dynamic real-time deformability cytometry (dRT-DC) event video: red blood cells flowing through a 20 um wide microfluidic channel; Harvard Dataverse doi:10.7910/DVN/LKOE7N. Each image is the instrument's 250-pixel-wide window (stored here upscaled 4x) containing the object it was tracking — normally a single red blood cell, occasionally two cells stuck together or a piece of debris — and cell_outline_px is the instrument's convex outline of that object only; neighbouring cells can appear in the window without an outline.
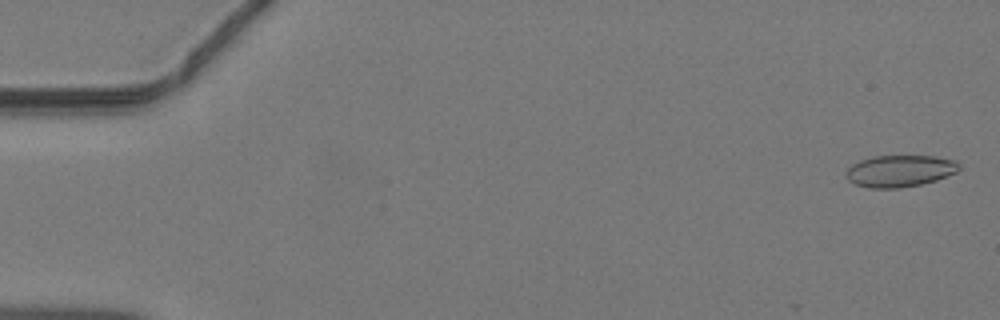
{"species": "common noctule bat (a hibernating species)", "species_latin": "Nyctalus noctula", "temperature_condition": "warm", "stored_images_in_passage": 43, "camera_frame_rate_fps": 3000, "um_per_image_px": 0.085, "animal": {"sex": "male", "body_mass_g": 19.2, "forearm_length_mm": 51.8}, "frame": {"image": 1, "passage_image": 1, "time_ms": 0.0, "image_size_px": [1000, 320], "cell_outline_px": [[960, 168], [956, 172], [936, 180], [920, 184], [900, 188], [868, 188], [856, 184], [848, 180], [848, 168], [852, 164], [860, 160], [872, 156], [932, 156], [956, 160], [960, 164]], "centroid_in_image_um": [76.5, 14.52], "position_along_channel_um": 8.5, "area_um2": 20.81}}
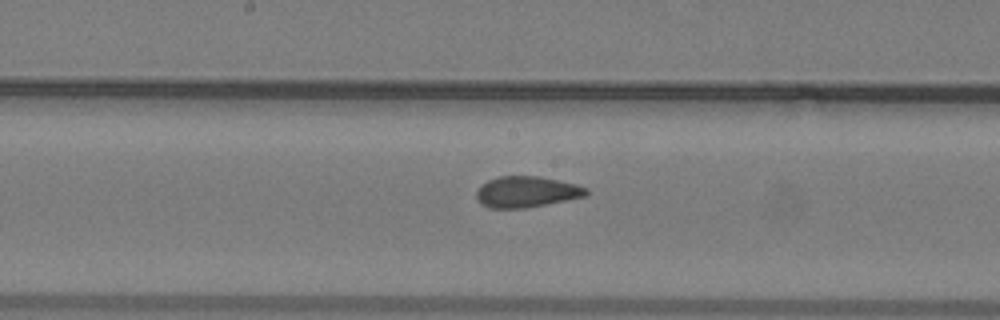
{"frame": {"image": 2, "passage_image": 24, "time_ms": 7.667, "image_size_px": [1000, 320], "cell_outline_px": [[588, 196], [524, 208], [488, 208], [480, 204], [476, 196], [476, 192], [480, 184], [488, 180], [500, 176], [540, 176], [576, 184], [588, 188]], "centroid_in_image_um": [44.74, 16.3], "position_along_channel_um": 203.5, "area_um2": 20.0}}
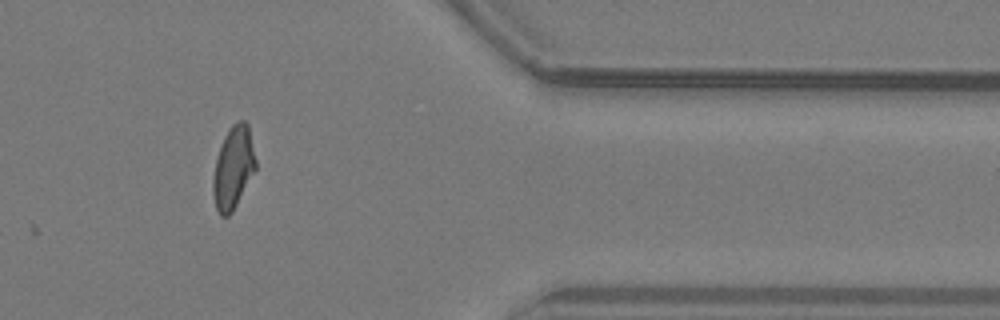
{"frame": {"image": 3, "passage_image": 38, "time_ms": 12.333, "image_size_px": [1000, 320], "cell_outline_px": [[256, 168], [232, 212], [228, 216], [220, 216], [216, 208], [212, 192], [212, 180], [216, 160], [224, 136], [228, 128], [232, 124], [240, 120], [244, 120], [248, 124], [256, 160]], "centroid_in_image_um": [19.82, 14.24], "position_along_channel_um": 391.6, "area_um2": 20.35}}